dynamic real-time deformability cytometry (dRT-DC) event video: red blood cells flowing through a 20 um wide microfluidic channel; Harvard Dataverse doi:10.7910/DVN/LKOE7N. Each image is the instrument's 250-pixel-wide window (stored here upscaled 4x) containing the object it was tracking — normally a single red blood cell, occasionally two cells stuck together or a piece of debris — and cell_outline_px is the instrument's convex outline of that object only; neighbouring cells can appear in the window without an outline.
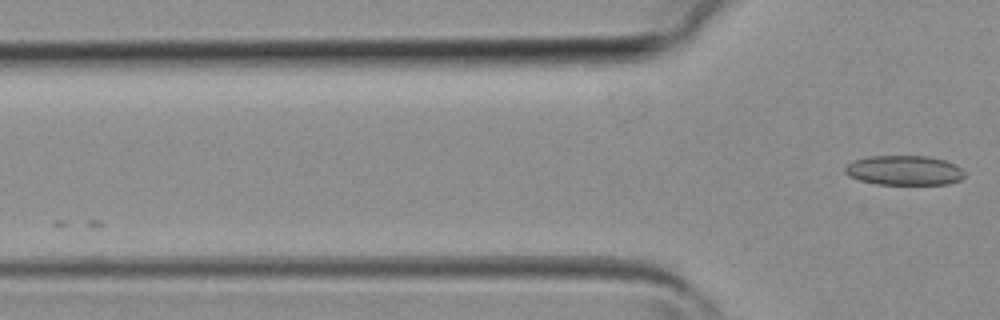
{"species": "common noctule bat (a hibernating species)", "species_latin": "Nyctalus noctula", "temperature_condition": "room temperature", "stored_images_in_passage": 3, "camera_frame_rate_fps": 3000, "um_per_image_px": 0.085, "animal": {"sex": "female", "body_mass_g": 19.3, "forearm_length_mm": 54.1}, "frame": {"image": 1, "passage_image": 3, "time_ms": 0.667, "image_size_px": [1000, 320], "cell_outline_px": [[968, 176], [960, 180], [948, 184], [876, 184], [860, 180], [848, 176], [844, 172], [844, 168], [848, 164], [856, 160], [868, 156], [928, 156], [944, 160], [956, 164]], "centroid_in_image_um": [76.89, 14.48], "position_along_channel_um": 48.9, "area_um2": 20.75}}